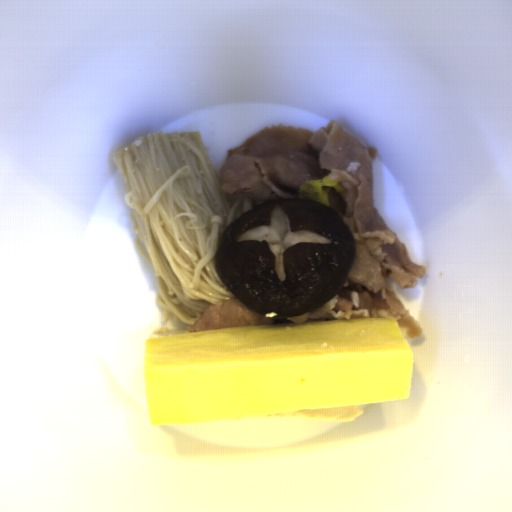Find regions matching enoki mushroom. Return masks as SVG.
Here are the masks:
<instances>
[{"label": "enoki mushroom", "mask_w": 512, "mask_h": 512, "mask_svg": "<svg viewBox=\"0 0 512 512\" xmlns=\"http://www.w3.org/2000/svg\"><path fill=\"white\" fill-rule=\"evenodd\" d=\"M112 158L125 185L136 249L159 293L162 323L153 338L188 333L208 307L236 296L217 271L221 238L261 203L224 193L198 131L152 132Z\"/></svg>", "instance_id": "enoki-mushroom-1"}]
</instances>
